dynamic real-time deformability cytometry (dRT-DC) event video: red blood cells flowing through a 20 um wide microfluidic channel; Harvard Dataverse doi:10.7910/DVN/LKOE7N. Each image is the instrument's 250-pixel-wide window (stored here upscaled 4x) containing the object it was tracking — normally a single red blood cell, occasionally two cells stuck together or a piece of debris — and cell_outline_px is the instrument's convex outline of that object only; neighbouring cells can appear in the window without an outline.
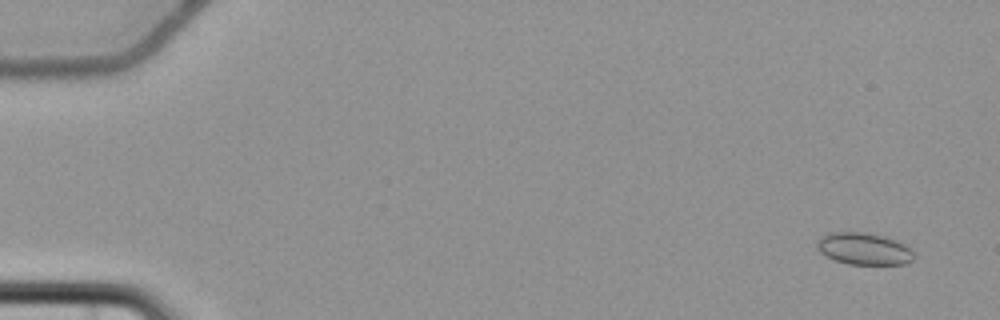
{"species": "common noctule bat (a hibernating species)", "species_latin": "Nyctalus noctula", "temperature_condition": "cold", "stored_images_in_passage": 9, "camera_frame_rate_fps": 3000, "um_per_image_px": 0.085, "animal": {"sex": "female", "body_mass_g": 22.7, "forearm_length_mm": 54.2}, "frame": {"image": 1, "passage_image": 1, "time_ms": 0.0, "image_size_px": [1000, 320], "cell_outline_px": [[916, 256], [912, 260], [904, 264], [848, 264], [836, 260], [820, 252], [816, 248], [816, 244], [820, 236], [832, 232], [860, 232], [884, 236], [896, 240], [912, 248]], "centroid_in_image_um": [73.46, 21.14], "position_along_channel_um": 11.5, "area_um2": 18.09}}
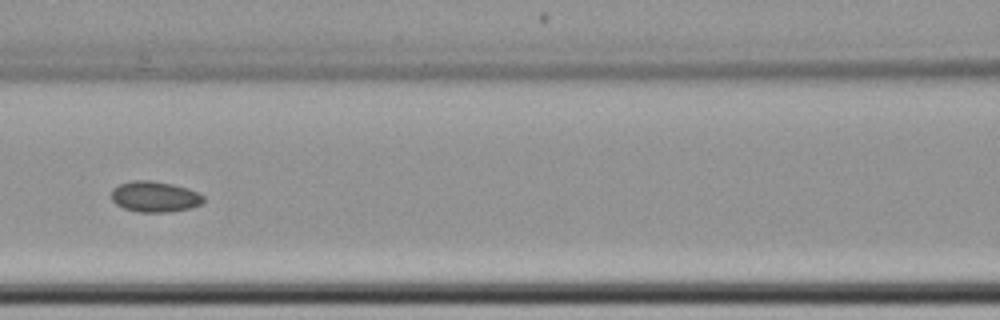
{"frame": {"image": 2, "passage_image": 7, "time_ms": 8.333, "image_size_px": [1000, 320], "cell_outline_px": [[204, 200], [200, 204], [188, 208], [168, 212], [140, 212], [124, 208], [116, 204], [112, 200], [112, 188], [120, 184], [132, 180], [152, 180], [172, 184], [188, 188], [204, 196]], "centroid_in_image_um": [13.13, 16.7], "position_along_channel_um": 153.5, "area_um2": 16.42}}
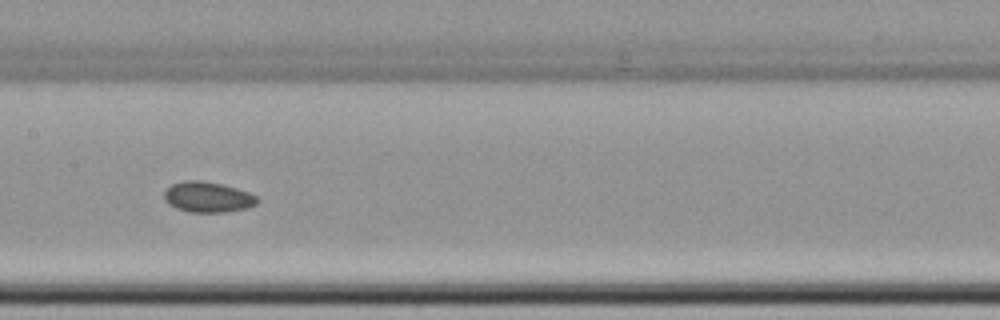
{"frame": {"image": 3, "passage_image": 8, "time_ms": 9.333, "image_size_px": [1000, 320], "cell_outline_px": [[260, 200], [256, 204], [244, 208], [224, 212], [188, 212], [176, 208], [168, 204], [164, 200], [164, 192], [172, 184], [184, 180], [200, 180], [220, 184], [236, 188], [248, 192], [256, 196]], "centroid_in_image_um": [17.63, 16.75], "position_along_channel_um": 189.8, "area_um2": 16.47}}